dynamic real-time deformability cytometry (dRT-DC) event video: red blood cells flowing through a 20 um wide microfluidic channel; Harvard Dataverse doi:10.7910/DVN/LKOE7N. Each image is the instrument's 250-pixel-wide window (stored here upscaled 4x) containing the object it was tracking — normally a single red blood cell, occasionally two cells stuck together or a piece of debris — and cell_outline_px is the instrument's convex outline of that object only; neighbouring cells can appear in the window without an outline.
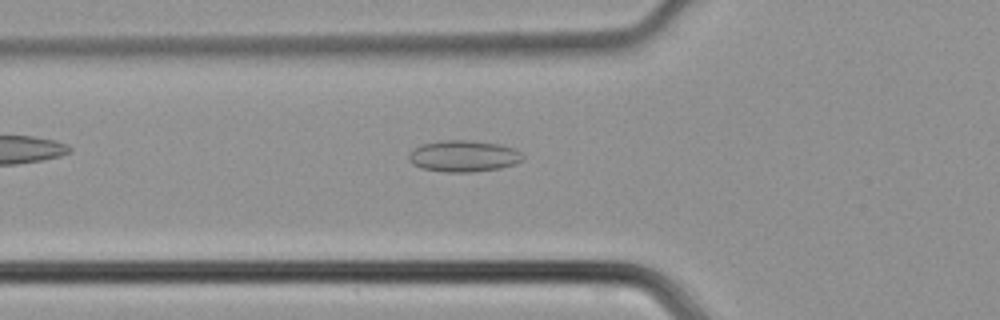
{"species": "common noctule bat (a hibernating species)", "species_latin": "Nyctalus noctula", "temperature_condition": "cold", "stored_images_in_passage": 33, "camera_frame_rate_fps": 3000, "um_per_image_px": 0.085, "animal": {"sex": "male", "body_mass_g": 21.5, "forearm_length_mm": 52.0}, "frame": {"image": 1, "passage_image": 3, "time_ms": 0.667, "image_size_px": [1000, 320], "cell_outline_px": [[524, 156], [516, 164], [500, 168], [472, 172], [444, 172], [420, 168], [412, 164], [408, 160], [408, 152], [420, 144], [440, 140], [472, 140], [500, 144], [512, 148], [520, 152]], "centroid_in_image_um": [39.35, 13.26], "position_along_channel_um": 86.5, "area_um2": 21.15}}
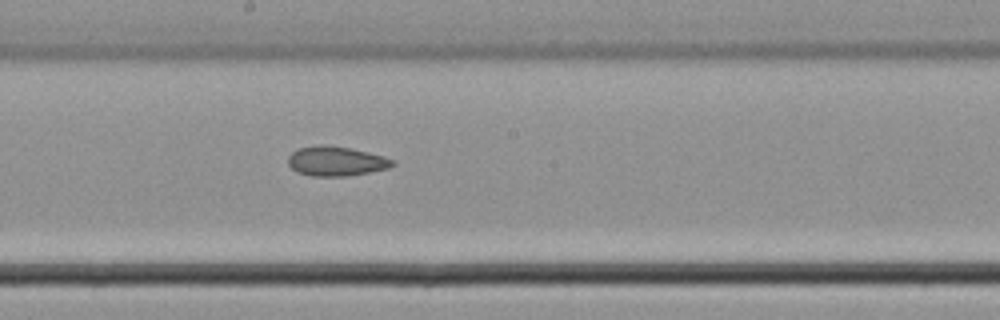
{"frame": {"image": 2, "passage_image": 12, "time_ms": 3.667, "image_size_px": [1000, 320], "cell_outline_px": [[396, 164], [388, 168], [348, 176], [312, 176], [296, 172], [288, 164], [288, 156], [292, 152], [300, 148], [320, 144], [324, 144], [348, 148], [384, 156], [396, 160]], "centroid_in_image_um": [28.57, 13.7], "position_along_channel_um": 219.6, "area_um2": 17.98}}
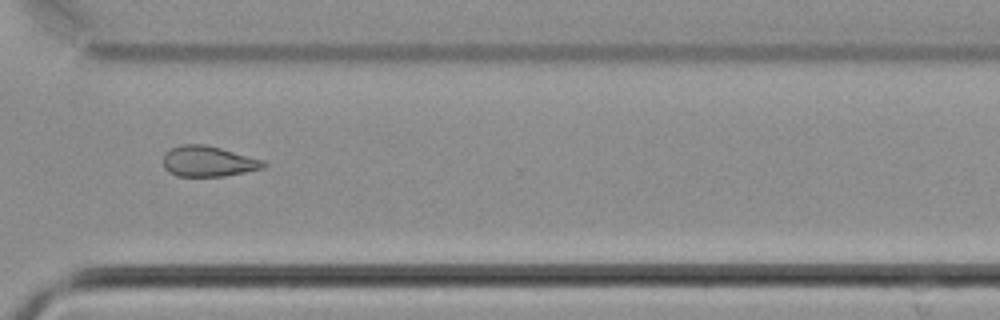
{"frame": {"image": 3, "passage_image": 21, "time_ms": 6.667, "image_size_px": [1000, 320], "cell_outline_px": [[268, 164], [264, 168], [224, 176], [176, 176], [168, 172], [164, 168], [164, 152], [180, 144], [204, 144], [220, 148], [264, 160]], "centroid_in_image_um": [17.69, 13.71], "position_along_channel_um": 352.9, "area_um2": 17.92}}